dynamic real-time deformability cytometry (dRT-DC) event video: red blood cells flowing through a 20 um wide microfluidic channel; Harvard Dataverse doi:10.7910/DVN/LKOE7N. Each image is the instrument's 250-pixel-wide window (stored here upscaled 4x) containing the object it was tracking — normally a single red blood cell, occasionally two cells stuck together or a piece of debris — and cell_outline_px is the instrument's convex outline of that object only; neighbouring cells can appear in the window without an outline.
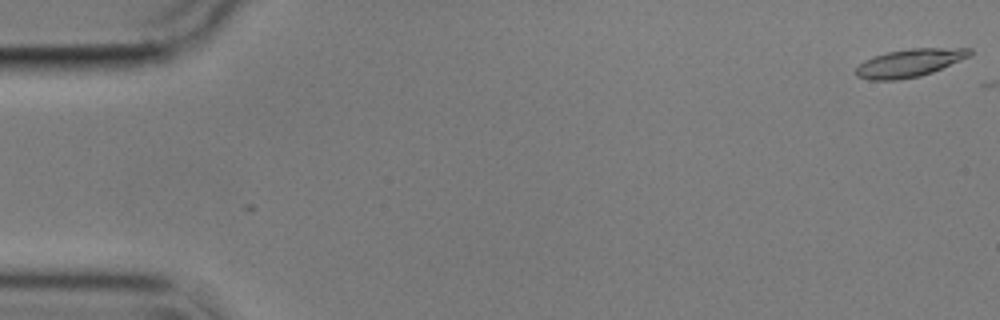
{"species": "common noctule bat (a hibernating species)", "species_latin": "Nyctalus noctula", "temperature_condition": "cold", "stored_images_in_passage": 3, "camera_frame_rate_fps": 3000, "um_per_image_px": 0.085, "animal": {"sex": "male", "body_mass_g": 17.9}, "frame": {"image": 1, "passage_image": 1, "time_ms": 0.0, "image_size_px": [1000, 320], "cell_outline_px": [[972, 56], [932, 72], [920, 76], [896, 80], [868, 80], [856, 76], [856, 68], [864, 60], [872, 56], [888, 52], [908, 48], [972, 48]], "centroid_in_image_um": [77.32, 5.34], "position_along_channel_um": 7.7, "area_um2": 18.67}}